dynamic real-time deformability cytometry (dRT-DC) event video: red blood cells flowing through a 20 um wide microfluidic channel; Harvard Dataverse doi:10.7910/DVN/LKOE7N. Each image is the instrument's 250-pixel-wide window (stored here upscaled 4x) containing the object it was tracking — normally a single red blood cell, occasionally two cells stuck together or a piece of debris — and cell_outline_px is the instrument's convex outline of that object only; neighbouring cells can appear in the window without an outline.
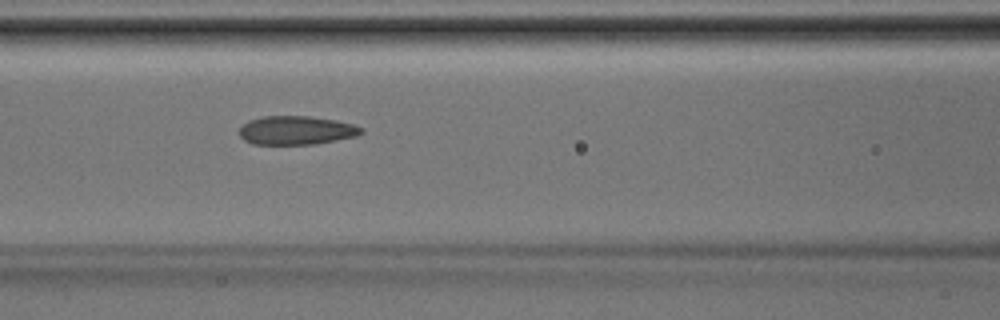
{"species": "Egyptian fruit bat (a non-hibernating species)", "species_latin": "Rousettus aegyptiacus", "temperature_condition": "room temperature", "stored_images_in_passage": 28, "camera_frame_rate_fps": 3000, "um_per_image_px": 0.085, "animal": {"sex": "male"}, "frame": {"image": 1, "passage_image": 5, "time_ms": 1.333, "image_size_px": [1000, 320], "cell_outline_px": [[364, 132], [356, 136], [316, 144], [252, 144], [244, 140], [240, 136], [240, 128], [248, 120], [264, 116], [308, 116], [336, 120], [352, 124], [364, 128]], "centroid_in_image_um": [25.19, 11.08], "position_along_channel_um": 141.4, "area_um2": 20.4}}